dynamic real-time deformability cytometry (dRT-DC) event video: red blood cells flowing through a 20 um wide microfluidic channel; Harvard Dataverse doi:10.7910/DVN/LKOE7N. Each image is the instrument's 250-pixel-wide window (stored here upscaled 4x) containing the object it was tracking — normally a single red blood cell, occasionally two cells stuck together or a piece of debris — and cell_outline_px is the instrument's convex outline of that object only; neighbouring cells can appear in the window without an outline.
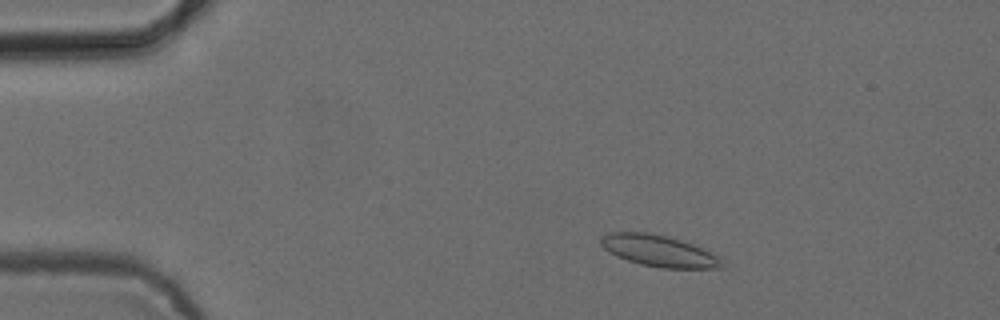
{"species": "common noctule bat (a hibernating species)", "species_latin": "Nyctalus noctula", "temperature_condition": "cold", "stored_images_in_passage": 51, "camera_frame_rate_fps": 3000, "um_per_image_px": 0.085, "animal": {"sex": "female", "body_mass_g": 24.6, "forearm_length_mm": 56.2}, "frame": {"image": 1, "passage_image": 7, "time_ms": 2.0, "image_size_px": [1000, 320], "cell_outline_px": [[724, 268], [660, 268], [640, 264], [616, 256], [604, 248], [600, 244], [600, 236], [608, 232], [648, 232], [680, 240], [692, 244], [716, 256], [724, 264]], "centroid_in_image_um": [55.94, 21.32], "position_along_channel_um": 29.1, "area_um2": 21.91}}
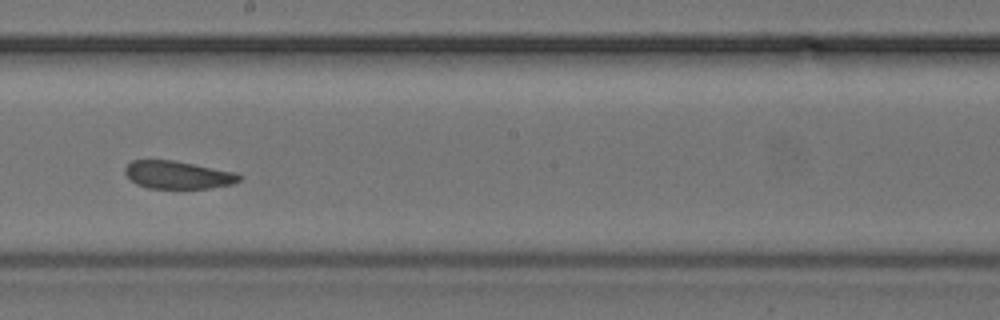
{"frame": {"image": 2, "passage_image": 28, "time_ms": 9.0, "image_size_px": [1000, 320], "cell_outline_px": [[244, 176], [240, 180], [232, 184], [208, 188], [148, 188], [136, 184], [124, 172], [124, 168], [132, 160], [172, 160], [236, 172]], "centroid_in_image_um": [15.13, 14.86], "position_along_channel_um": 233.1, "area_um2": 18.44}}
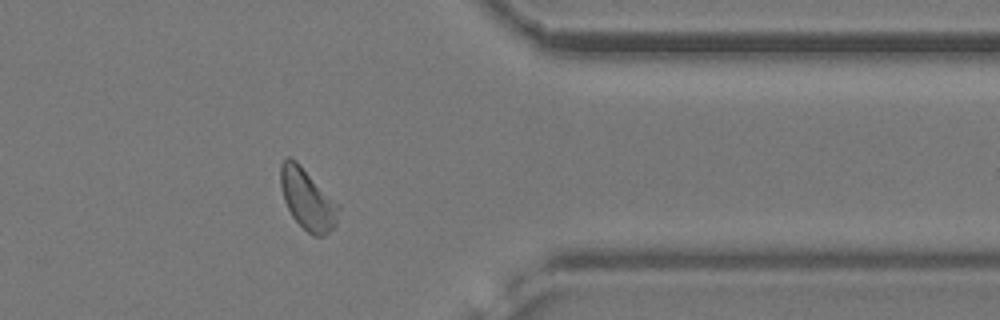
{"frame": {"image": 3, "passage_image": 41, "time_ms": 13.333, "image_size_px": [1000, 320], "cell_outline_px": [[340, 208], [336, 224], [324, 236], [316, 236], [308, 232], [292, 216], [284, 200], [280, 184], [280, 164], [288, 156], [296, 160], [340, 204]], "centroid_in_image_um": [26.15, 16.91], "position_along_channel_um": 385.3, "area_um2": 20.58}, "authors_computed_cell_mechanics": {"area_um2": 20.1722, "velocity_mm_per_s": 3.8219, "shape_relaxation_time_tau1_ms": null, "shape_relaxation_time_tau2_ms": 2.0067, "deformation_change_tau1": null, "deformation_change_tau2": 0.0985}}